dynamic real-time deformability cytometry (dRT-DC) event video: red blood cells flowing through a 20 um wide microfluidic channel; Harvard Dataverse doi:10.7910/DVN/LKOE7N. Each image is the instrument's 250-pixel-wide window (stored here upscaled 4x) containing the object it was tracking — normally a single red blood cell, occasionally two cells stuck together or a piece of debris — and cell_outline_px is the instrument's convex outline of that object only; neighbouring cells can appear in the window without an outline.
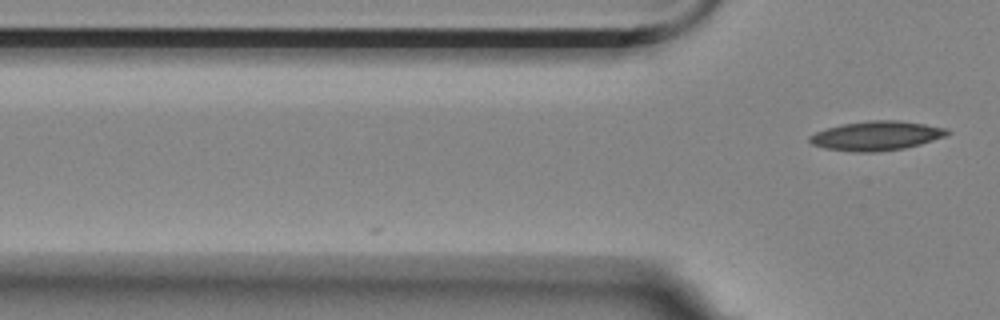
{"species": "Egyptian fruit bat (a non-hibernating species)", "species_latin": "Rousettus aegyptiacus", "temperature_condition": "room temperature", "stored_images_in_passage": 2, "camera_frame_rate_fps": 3000, "um_per_image_px": 0.085, "animal": {"sex": "female"}, "frame": {"image": 1, "passage_image": 2, "time_ms": 0.333, "image_size_px": [1000, 320], "cell_outline_px": [[952, 132], [944, 136], [920, 144], [904, 148], [876, 152], [856, 152], [824, 148], [812, 144], [808, 140], [808, 136], [816, 132], [828, 128], [844, 124], [868, 120], [900, 120], [948, 128]], "centroid_in_image_um": [74.5, 11.54], "position_along_channel_um": 51.3, "area_um2": 23.41}}